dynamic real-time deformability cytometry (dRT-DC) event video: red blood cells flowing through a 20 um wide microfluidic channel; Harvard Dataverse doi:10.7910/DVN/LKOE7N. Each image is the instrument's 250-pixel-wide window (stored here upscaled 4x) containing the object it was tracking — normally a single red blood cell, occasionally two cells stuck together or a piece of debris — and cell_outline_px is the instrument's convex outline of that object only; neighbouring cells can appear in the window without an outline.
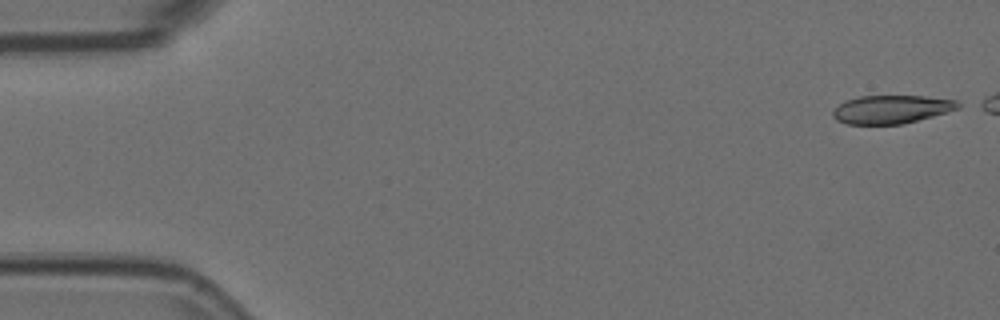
{"species": "Egyptian fruit bat (a non-hibernating species)", "species_latin": "Rousettus aegyptiacus", "temperature_condition": "room temperature", "stored_images_in_passage": 4, "camera_frame_rate_fps": 3000, "um_per_image_px": 0.085, "animal": {"sex": "female"}, "frame": {"image": 1, "passage_image": 1, "time_ms": 0.0, "image_size_px": [1000, 320], "cell_outline_px": [[964, 104], [960, 108], [948, 112], [904, 124], [848, 124], [836, 120], [832, 116], [832, 112], [844, 100], [860, 96], [924, 96], [956, 100]], "centroid_in_image_um": [75.81, 9.29], "position_along_channel_um": 9.2, "area_um2": 20.81}}